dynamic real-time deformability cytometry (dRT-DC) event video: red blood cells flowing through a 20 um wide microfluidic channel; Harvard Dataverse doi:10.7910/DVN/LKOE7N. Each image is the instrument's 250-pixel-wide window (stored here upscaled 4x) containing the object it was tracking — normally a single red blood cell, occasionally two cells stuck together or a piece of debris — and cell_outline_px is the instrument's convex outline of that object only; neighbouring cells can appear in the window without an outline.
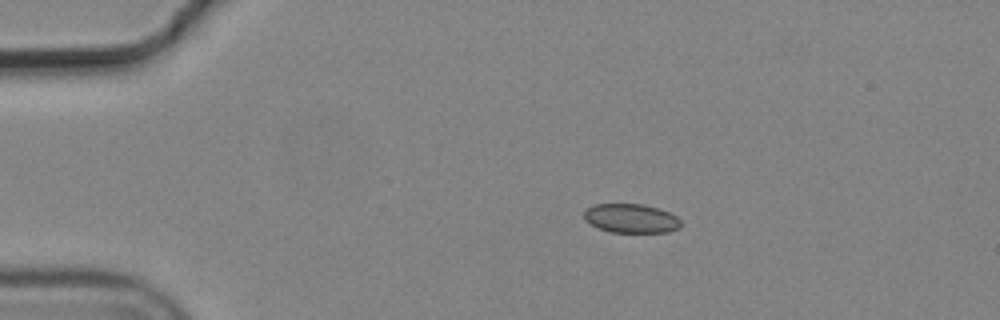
{"species": "common noctule bat (a hibernating species)", "species_latin": "Nyctalus noctula", "temperature_condition": "cold", "stored_images_in_passage": 4, "camera_frame_rate_fps": 3000, "um_per_image_px": 0.085, "animal": {"sex": "male", "body_mass_g": 19.2, "forearm_length_mm": 51.8}, "frame": {"image": 1, "passage_image": 1, "time_ms": 0.0, "image_size_px": [1000, 320], "cell_outline_px": [[680, 228], [668, 232], [612, 232], [600, 228], [584, 220], [584, 212], [592, 204], [644, 204], [668, 212], [676, 216], [680, 220]], "centroid_in_image_um": [53.64, 18.56], "position_along_channel_um": 31.4, "area_um2": 16.24}}
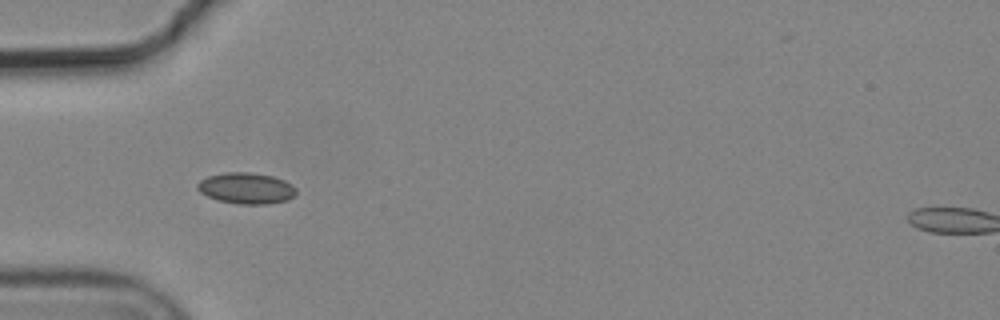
{"frame": {"image": 2, "passage_image": 3, "time_ms": 0.667, "image_size_px": [1000, 320], "cell_outline_px": [[296, 192], [288, 200], [268, 204], [240, 204], [220, 200], [208, 196], [200, 192], [196, 188], [196, 184], [200, 180], [208, 176], [224, 172], [248, 172], [272, 176], [284, 180], [292, 184], [296, 188]], "centroid_in_image_um": [20.93, 15.99], "position_along_channel_um": 64.1, "area_um2": 17.86}}
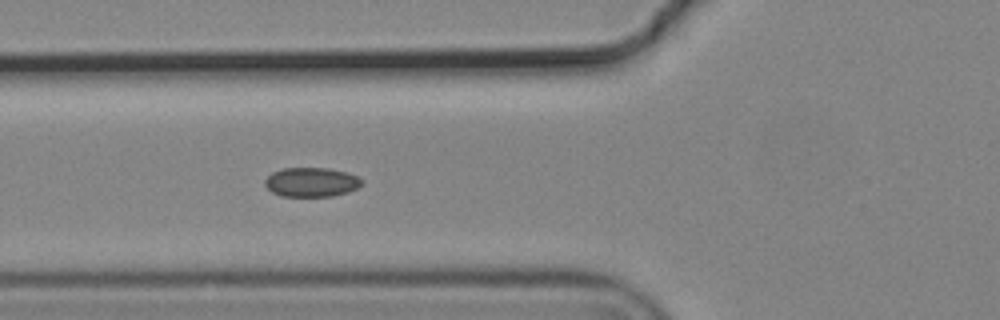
{"frame": {"image": 3, "passage_image": 4, "time_ms": 1.0, "image_size_px": [1000, 320], "cell_outline_px": [[364, 180], [356, 188], [348, 192], [332, 196], [280, 196], [272, 192], [264, 184], [264, 180], [272, 172], [284, 168], [328, 168], [348, 172]], "centroid_in_image_um": [26.45, 15.48], "position_along_channel_um": 99.3, "area_um2": 16.53}}